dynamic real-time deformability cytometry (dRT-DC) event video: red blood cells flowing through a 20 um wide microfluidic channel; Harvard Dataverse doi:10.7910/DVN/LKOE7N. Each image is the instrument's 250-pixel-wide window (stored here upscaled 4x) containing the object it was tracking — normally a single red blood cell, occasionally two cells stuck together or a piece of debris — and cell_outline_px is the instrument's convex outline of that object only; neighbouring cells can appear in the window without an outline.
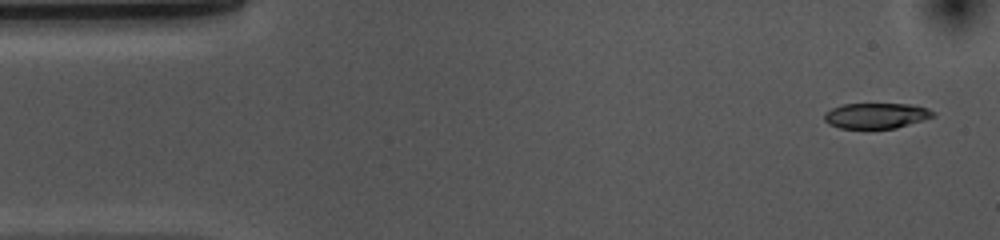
{"species": "common noctule bat (a hibernating species)", "species_latin": "Nyctalus noctula", "temperature_condition": "cold", "stored_images_in_passage": 52, "camera_frame_rate_fps": 3000, "um_per_image_px": 0.085, "animal": {"sex": "female", "body_mass_g": 10.0, "forearm_length_mm": 53.1}, "frame": {"image": 1, "passage_image": 2, "time_ms": 0.333, "image_size_px": [1000, 240], "cell_outline_px": [[936, 116], [896, 128], [840, 128], [828, 124], [824, 120], [824, 112], [832, 108], [844, 104], [912, 104], [928, 108], [936, 112]], "centroid_in_image_um": [74.49, 9.82], "position_along_channel_um": 10.5, "area_um2": 16.24}}
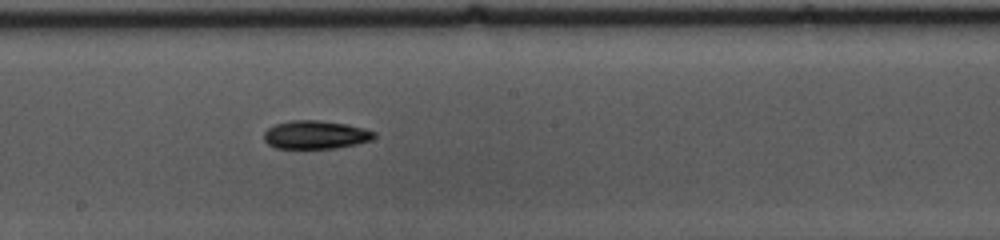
{"frame": {"image": 2, "passage_image": 27, "time_ms": 8.667, "image_size_px": [1000, 240], "cell_outline_px": [[376, 136], [372, 140], [356, 144], [336, 148], [276, 148], [268, 144], [264, 140], [264, 132], [268, 128], [276, 124], [288, 120], [316, 120], [348, 124], [364, 128], [376, 132]], "centroid_in_image_um": [26.84, 11.45], "position_along_channel_um": 221.4, "area_um2": 18.26}}
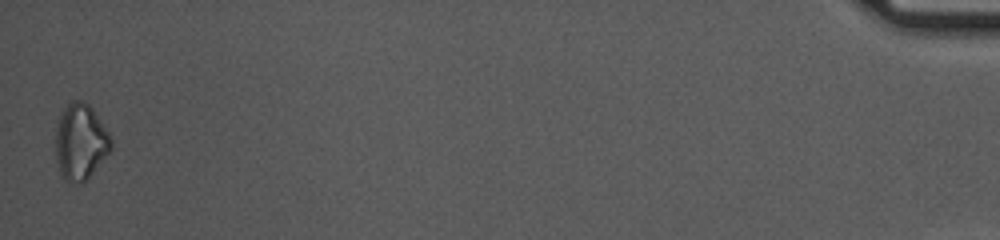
{"frame": {"image": 3, "passage_image": 52, "time_ms": 17.0, "image_size_px": [1000, 240], "cell_outline_px": [[112, 148], [92, 172], [84, 180], [72, 184], [68, 184], [64, 180], [60, 172], [56, 160], [56, 132], [60, 112], [72, 100], [80, 100], [88, 104], [92, 108], [108, 132], [112, 140]], "centroid_in_image_um": [6.82, 12.05], "position_along_channel_um": 428.4, "area_um2": 24.28}, "authors_computed_cell_mechanics": {"area_um2": 17.8313, "velocity_mm_per_s": 3.6887, "shape_relaxation_time_tau1_ms": 3.7142, "shape_relaxation_time_tau2_ms": null, "deformation_change_tau1": 0.0989, "deformation_change_tau2": null}}